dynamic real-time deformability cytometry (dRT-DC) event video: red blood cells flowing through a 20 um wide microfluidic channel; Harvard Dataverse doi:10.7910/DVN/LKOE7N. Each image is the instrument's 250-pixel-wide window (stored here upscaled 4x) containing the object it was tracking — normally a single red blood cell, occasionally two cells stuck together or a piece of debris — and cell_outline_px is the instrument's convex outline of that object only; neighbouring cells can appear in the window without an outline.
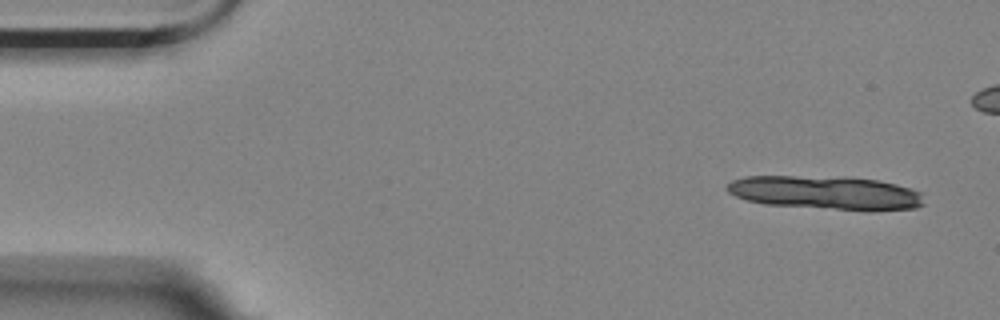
{"species": "Egyptian fruit bat (a non-hibernating species)", "species_latin": "Rousettus aegyptiacus", "temperature_condition": "room temperature", "stored_images_in_passage": 6, "camera_frame_rate_fps": 3000, "um_per_image_px": 0.085, "animal": {"sex": "female"}, "frame": {"image": 1, "passage_image": 1, "time_ms": 0.0, "image_size_px": [1000, 320], "cell_outline_px": [[924, 204], [916, 208], [836, 208], [764, 204], [748, 200], [736, 196], [728, 192], [724, 188], [724, 184], [732, 180], [744, 176], [844, 176], [876, 180], [896, 184], [912, 188], [920, 192]], "centroid_in_image_um": [70.08, 16.32], "position_along_channel_um": 14.9, "area_um2": 37.74}}
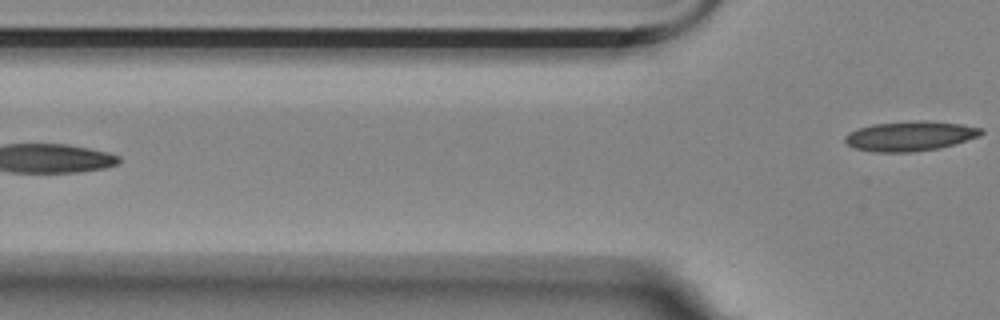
{"frame": {"image": 2, "passage_image": 6, "time_ms": 1.667, "image_size_px": [1000, 320], "cell_outline_px": [[984, 132], [980, 136], [940, 148], [912, 152], [876, 152], [856, 148], [848, 144], [844, 140], [844, 136], [848, 132], [872, 124], [912, 120], [928, 120], [960, 124], [984, 128]], "centroid_in_image_um": [77.38, 11.55], "position_along_channel_um": 48.4, "area_um2": 23.76}}